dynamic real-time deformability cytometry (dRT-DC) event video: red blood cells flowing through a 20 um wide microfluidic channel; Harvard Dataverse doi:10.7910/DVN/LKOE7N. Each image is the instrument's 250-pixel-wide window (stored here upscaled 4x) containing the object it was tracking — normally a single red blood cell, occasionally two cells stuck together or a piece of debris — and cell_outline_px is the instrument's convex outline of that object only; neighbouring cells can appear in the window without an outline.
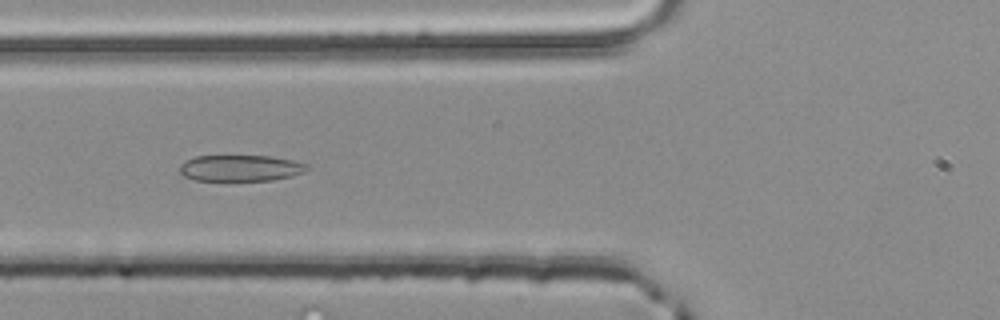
{"species": "common noctule bat (a hibernating species)", "species_latin": "Nyctalus noctula", "temperature_condition": "room temperature", "stored_images_in_passage": 44, "camera_frame_rate_fps": 3000, "um_per_image_px": 0.085, "animal": {"sex": "male", "body_mass_g": 20.4}, "frame": {"image": 1, "passage_image": 12, "time_ms": 3.667, "image_size_px": [1000, 320], "cell_outline_px": [[308, 168], [304, 172], [292, 176], [272, 180], [196, 180], [184, 176], [180, 172], [180, 164], [184, 160], [196, 156], [268, 156], [292, 160], [308, 164]], "centroid_in_image_um": [20.43, 14.28], "position_along_channel_um": 105.4, "area_um2": 19.36}}
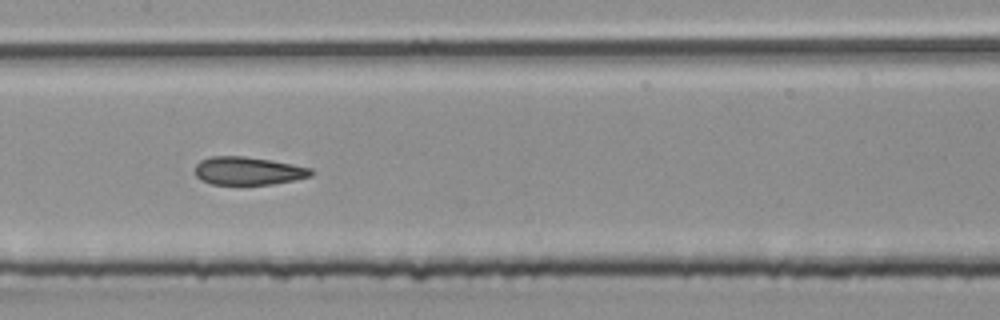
{"frame": {"image": 2, "passage_image": 18, "time_ms": 5.667, "image_size_px": [1000, 320], "cell_outline_px": [[312, 176], [296, 180], [272, 184], [212, 184], [200, 180], [196, 176], [196, 164], [200, 160], [212, 156], [244, 156], [292, 164], [312, 168]], "centroid_in_image_um": [21.09, 14.53], "position_along_channel_um": 186.3, "area_um2": 18.9}}
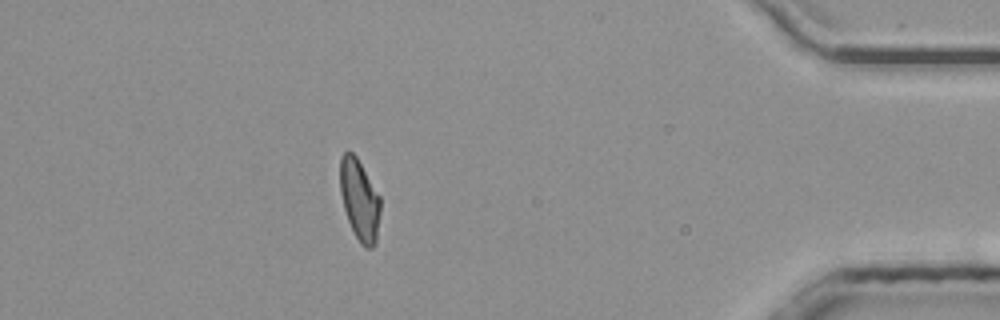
{"frame": {"image": 3, "passage_image": 38, "time_ms": 12.333, "image_size_px": [1000, 320], "cell_outline_px": [[380, 212], [376, 244], [372, 248], [368, 248], [356, 236], [348, 220], [344, 208], [340, 192], [340, 156], [344, 152], [352, 152], [356, 156], [380, 196]], "centroid_in_image_um": [30.56, 16.96], "position_along_channel_um": 404.6, "area_um2": 18.79}, "authors_computed_cell_mechanics": {"area_um2": 19.4497, "velocity_mm_per_s": 4.0105, "shape_relaxation_time_tau1_ms": 8.4075, "shape_relaxation_time_tau2_ms": 1.6965, "deformation_change_tau1": 0.1727, "deformation_change_tau2": 0.0998}}